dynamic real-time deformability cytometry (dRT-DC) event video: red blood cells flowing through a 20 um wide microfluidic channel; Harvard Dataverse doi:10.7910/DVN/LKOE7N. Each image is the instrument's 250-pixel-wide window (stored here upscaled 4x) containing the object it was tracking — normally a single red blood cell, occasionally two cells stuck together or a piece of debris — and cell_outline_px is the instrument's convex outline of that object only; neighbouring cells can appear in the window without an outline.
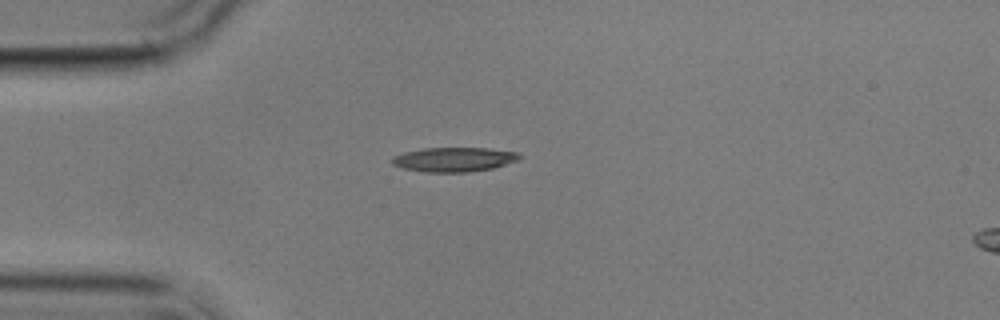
{"species": "common noctule bat (a hibernating species)", "species_latin": "Nyctalus noctula", "temperature_condition": "cold", "stored_images_in_passage": 3, "camera_frame_rate_fps": 3000, "um_per_image_px": 0.085, "animal": {"sex": "male", "body_mass_g": 17.9}, "frame": {"image": 1, "passage_image": 1, "time_ms": 0.0, "image_size_px": [1000, 320], "cell_outline_px": [[524, 156], [520, 160], [492, 168], [468, 172], [424, 172], [404, 168], [392, 164], [392, 156], [404, 152], [424, 148], [488, 148], [520, 152]], "centroid_in_image_um": [38.65, 13.55], "position_along_channel_um": 46.4, "area_um2": 18.26}}